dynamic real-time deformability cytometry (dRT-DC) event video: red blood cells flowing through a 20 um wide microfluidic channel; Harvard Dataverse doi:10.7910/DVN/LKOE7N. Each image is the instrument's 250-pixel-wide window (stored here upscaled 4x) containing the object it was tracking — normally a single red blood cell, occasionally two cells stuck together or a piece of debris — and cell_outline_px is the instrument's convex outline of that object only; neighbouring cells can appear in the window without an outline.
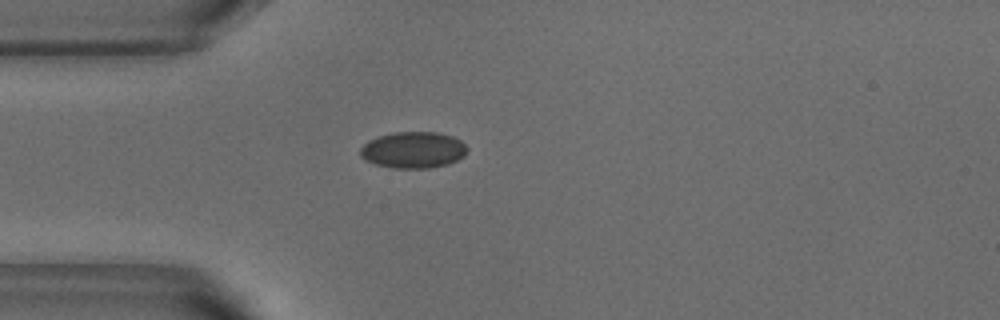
{"species": "common noctule bat (a hibernating species)", "species_latin": "Nyctalus noctula", "temperature_condition": "warm", "stored_images_in_passage": 39, "camera_frame_rate_fps": 3000, "um_per_image_px": 0.085, "animal": {"sex": "male", "body_mass_g": 18.8}, "frame": {"image": 1, "passage_image": 1, "time_ms": 0.0, "image_size_px": [1000, 320], "cell_outline_px": [[468, 148], [464, 156], [448, 164], [428, 168], [392, 168], [376, 164], [364, 160], [360, 156], [360, 148], [368, 140], [380, 136], [396, 132], [436, 132], [452, 136], [460, 140]], "centroid_in_image_um": [35.11, 12.75], "position_along_channel_um": 49.9, "area_um2": 22.66}}
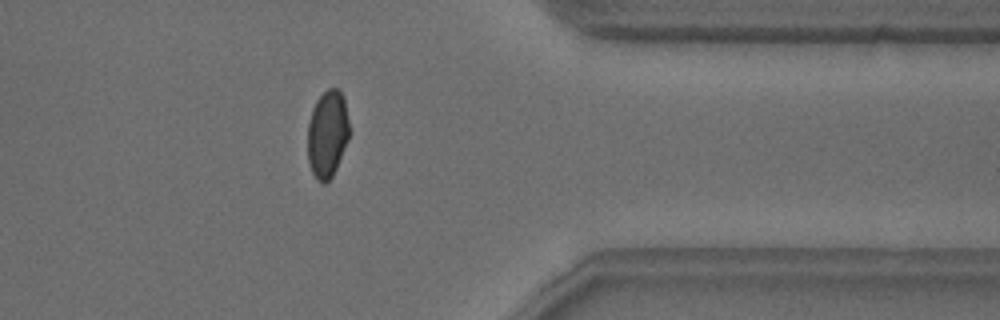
{"frame": {"image": 2, "passage_image": 29, "time_ms": 9.333, "image_size_px": [1000, 320], "cell_outline_px": [[348, 140], [336, 168], [332, 176], [324, 184], [320, 184], [316, 180], [312, 172], [308, 160], [308, 124], [312, 108], [316, 100], [328, 88], [340, 88], [344, 100], [348, 120]], "centroid_in_image_um": [27.81, 11.39], "position_along_channel_um": 383.6, "area_um2": 21.15}}
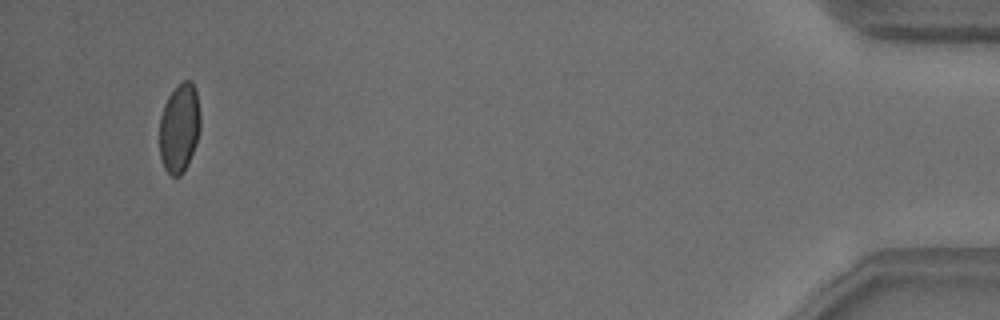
{"frame": {"image": 3, "passage_image": 37, "time_ms": 12.0, "image_size_px": [1000, 320], "cell_outline_px": [[200, 132], [196, 144], [188, 164], [184, 172], [180, 176], [172, 176], [164, 168], [160, 156], [160, 116], [164, 104], [168, 96], [184, 80], [192, 80], [196, 88], [200, 116]], "centroid_in_image_um": [15.26, 10.88], "position_along_channel_um": 419.9, "area_um2": 21.33}, "authors_computed_cell_mechanics": {"area_um2": 21.6172, "velocity_mm_per_s": 3.8044, "shape_relaxation_time_tau1_ms": 8.7679, "shape_relaxation_time_tau2_ms": null, "deformation_change_tau1": 0.1354, "deformation_change_tau2": null}}